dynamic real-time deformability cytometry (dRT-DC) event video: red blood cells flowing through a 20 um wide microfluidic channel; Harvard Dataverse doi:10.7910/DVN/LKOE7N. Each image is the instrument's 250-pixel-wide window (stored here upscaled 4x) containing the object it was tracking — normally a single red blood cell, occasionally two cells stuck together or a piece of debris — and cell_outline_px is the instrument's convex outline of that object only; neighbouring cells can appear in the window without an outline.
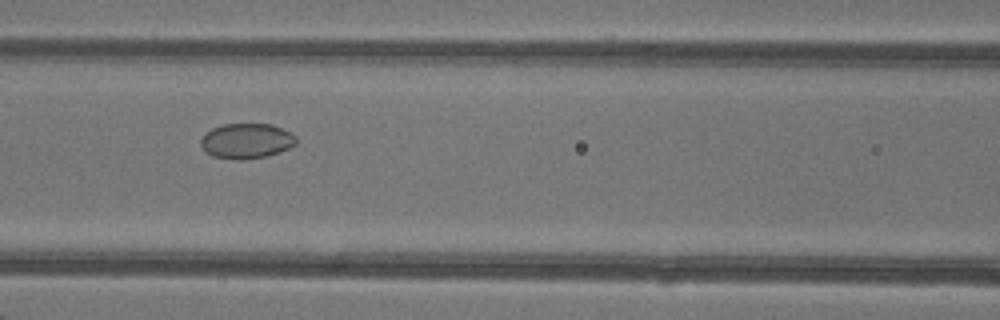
{"species": "common noctule bat (a hibernating species)", "species_latin": "Nyctalus noctula", "temperature_condition": "warm", "stored_images_in_passage": 47, "camera_frame_rate_fps": 3000, "um_per_image_px": 0.085, "animal": {"sex": "female"}, "frame": {"image": 1, "passage_image": 23, "time_ms": 7.333, "image_size_px": [1000, 320], "cell_outline_px": [[296, 144], [280, 152], [264, 156], [240, 160], [212, 156], [204, 152], [200, 144], [200, 140], [212, 128], [224, 124], [272, 124], [292, 132], [296, 136]], "centroid_in_image_um": [20.96, 11.97], "position_along_channel_um": 145.6, "area_um2": 19.54}}
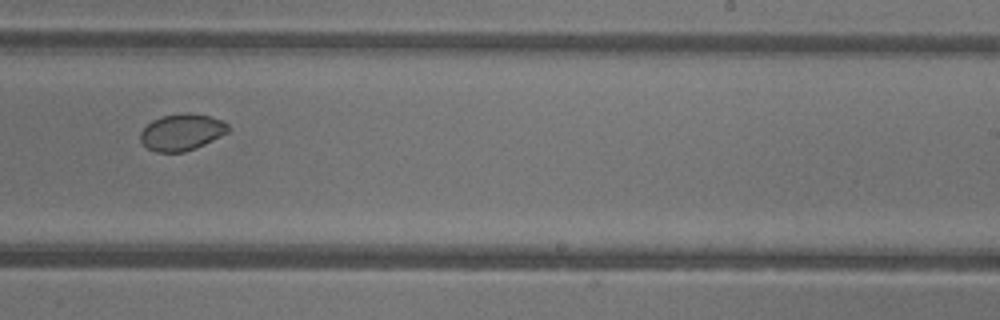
{"frame": {"image": 2, "passage_image": 32, "time_ms": 10.333, "image_size_px": [1000, 320], "cell_outline_px": [[232, 128], [228, 132], [196, 148], [184, 152], [156, 152], [148, 148], [140, 140], [140, 132], [152, 120], [160, 116], [184, 112], [188, 112], [208, 116], [220, 120], [228, 124]], "centroid_in_image_um": [15.45, 11.22], "position_along_channel_um": 273.6, "area_um2": 18.73}}
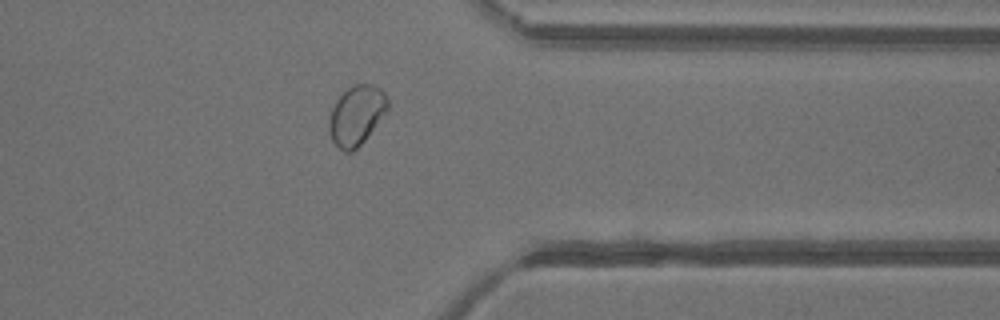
{"frame": {"image": 3, "passage_image": 40, "time_ms": 13.0, "image_size_px": [1000, 320], "cell_outline_px": [[388, 108], [364, 140], [352, 152], [344, 152], [332, 140], [328, 128], [328, 120], [332, 108], [336, 100], [348, 88], [356, 84], [372, 84], [380, 88], [384, 92], [388, 100]], "centroid_in_image_um": [30.28, 9.79], "position_along_channel_um": 381.1, "area_um2": 20.0}}